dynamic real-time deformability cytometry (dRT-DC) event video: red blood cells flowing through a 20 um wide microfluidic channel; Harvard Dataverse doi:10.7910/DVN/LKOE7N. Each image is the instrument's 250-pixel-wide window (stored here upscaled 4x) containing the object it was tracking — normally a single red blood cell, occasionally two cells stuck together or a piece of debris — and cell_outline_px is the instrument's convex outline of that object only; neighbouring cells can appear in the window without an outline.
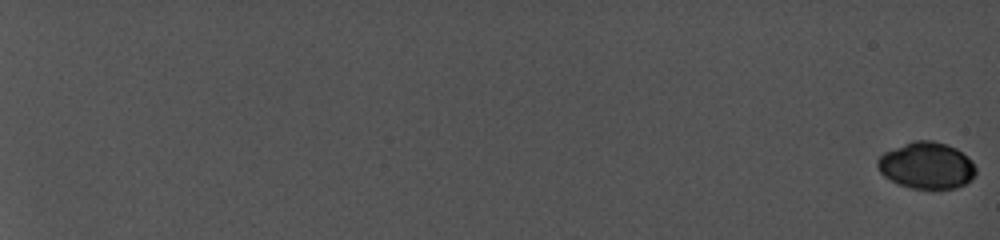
{"species": "common noctule bat (a hibernating species)", "species_latin": "Nyctalus noctula", "temperature_condition": "cold", "stored_images_in_passage": 45, "camera_frame_rate_fps": 5000, "um_per_image_px": 0.085, "animal": {"sex": "female", "body_mass_g": 19.0, "forearm_length_mm": 56.7}, "frame": {"image": 1, "passage_image": 1, "time_ms": 0.0, "image_size_px": [1000, 240], "cell_outline_px": [[976, 176], [972, 180], [956, 188], [912, 188], [900, 184], [884, 176], [880, 172], [876, 164], [876, 160], [884, 152], [912, 140], [932, 140], [948, 144], [956, 148], [968, 156], [972, 160], [976, 168]], "centroid_in_image_um": [78.79, 14.05], "position_along_channel_um": 6.2, "area_um2": 26.88}}
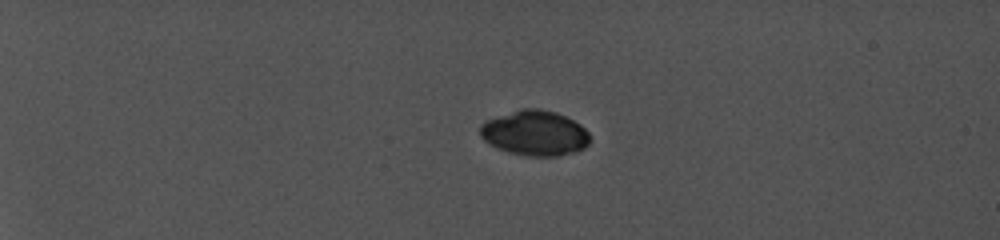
{"frame": {"image": 2, "passage_image": 26, "time_ms": 6.2, "image_size_px": [1000, 240], "cell_outline_px": [[592, 136], [588, 144], [584, 148], [572, 152], [556, 156], [532, 156], [508, 152], [484, 140], [480, 136], [480, 124], [484, 120], [520, 108], [540, 108], [556, 112], [580, 124]], "centroid_in_image_um": [45.46, 11.29], "position_along_channel_um": 39.5, "area_um2": 28.9}}